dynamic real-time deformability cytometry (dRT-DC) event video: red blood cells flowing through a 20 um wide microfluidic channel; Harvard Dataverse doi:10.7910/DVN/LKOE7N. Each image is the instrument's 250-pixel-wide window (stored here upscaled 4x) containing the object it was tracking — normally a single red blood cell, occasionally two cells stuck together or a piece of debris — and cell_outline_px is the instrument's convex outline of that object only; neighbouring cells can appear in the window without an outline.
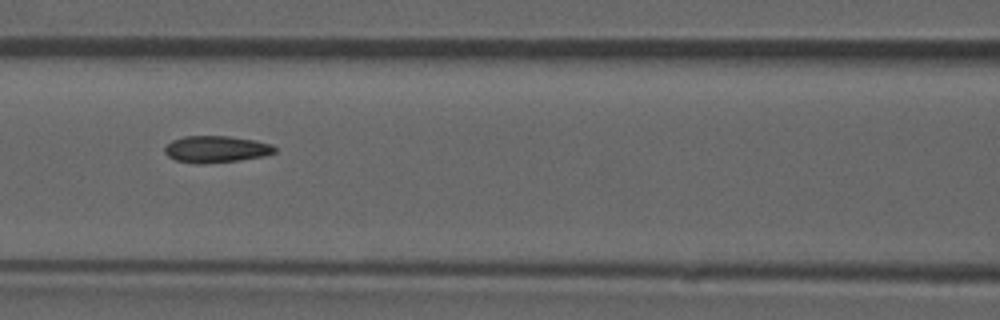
{"species": "common noctule bat (a hibernating species)", "species_latin": "Nyctalus noctula", "temperature_condition": "room temperature", "stored_images_in_passage": 52, "camera_frame_rate_fps": 3000, "um_per_image_px": 0.085, "animal": {"sex": "male", "forearm_length_mm": 52.5}, "frame": {"image": 1, "passage_image": 23, "time_ms": 7.333, "image_size_px": [1000, 320], "cell_outline_px": [[276, 152], [264, 156], [240, 160], [200, 164], [196, 164], [176, 160], [168, 156], [164, 152], [164, 148], [172, 140], [184, 136], [232, 136], [272, 144], [276, 148]], "centroid_in_image_um": [18.37, 12.68], "position_along_channel_um": 148.2, "area_um2": 17.17}, "authors_computed_cell_mechanics": {"area_um2": 17.2822, "velocity_mm_per_s": 3.8999, "shape_relaxation_time_tau1_ms": 6.2659, "shape_relaxation_time_tau2_ms": 2.7064, "deformation_change_tau1": 0.1357, "deformation_change_tau2": 0.0572}}